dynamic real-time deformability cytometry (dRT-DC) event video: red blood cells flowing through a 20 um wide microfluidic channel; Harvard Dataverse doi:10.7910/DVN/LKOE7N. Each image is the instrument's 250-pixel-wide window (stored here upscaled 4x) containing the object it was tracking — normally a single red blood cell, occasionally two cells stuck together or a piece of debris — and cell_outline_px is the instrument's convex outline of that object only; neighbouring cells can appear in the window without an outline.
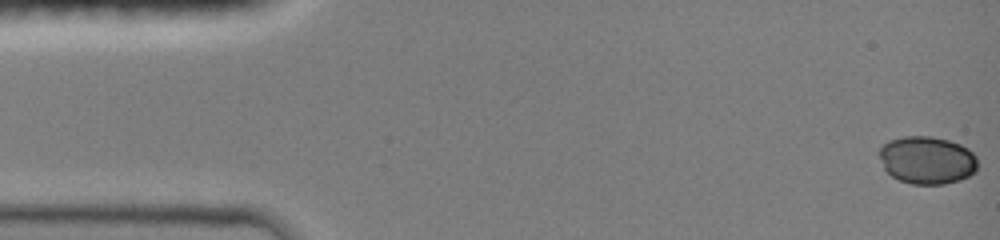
{"species": "common noctule bat (a hibernating species)", "species_latin": "Nyctalus noctula", "temperature_condition": "room temperature", "stored_images_in_passage": 47, "camera_frame_rate_fps": 3000, "um_per_image_px": 0.085, "animal": {"sex": "female", "body_mass_g": 19.0, "forearm_length_mm": 51.5}, "frame": {"image": 1, "passage_image": 1, "time_ms": 0.0, "image_size_px": [1000, 240], "cell_outline_px": [[976, 172], [960, 180], [944, 184], [912, 184], [900, 180], [892, 176], [884, 168], [880, 156], [880, 148], [888, 140], [904, 136], [932, 136], [948, 140], [960, 144], [968, 148], [976, 156]], "centroid_in_image_um": [78.81, 13.6], "position_along_channel_um": 6.2, "area_um2": 27.34}}
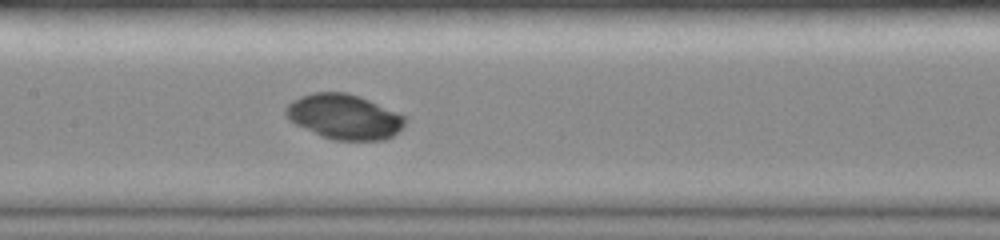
{"frame": {"image": 2, "passage_image": 23, "time_ms": 7.333, "image_size_px": [1000, 240], "cell_outline_px": [[408, 120], [392, 136], [384, 140], [336, 140], [324, 136], [296, 124], [288, 120], [284, 112], [284, 108], [292, 100], [300, 96], [312, 92], [348, 92], [400, 112]], "centroid_in_image_um": [29.26, 9.9], "position_along_channel_um": 178.1, "area_um2": 31.21}}
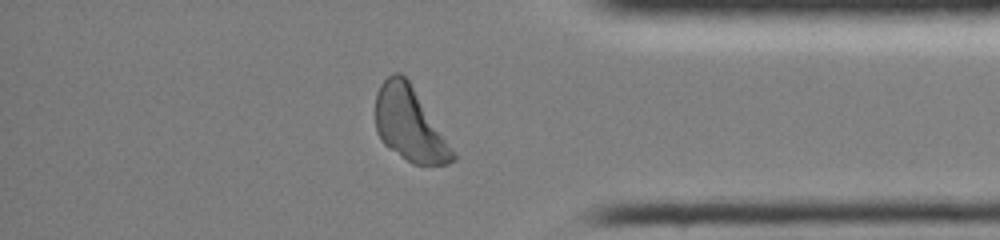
{"frame": {"image": 3, "passage_image": 40, "time_ms": 13.0, "image_size_px": [1000, 240], "cell_outline_px": [[456, 160], [448, 164], [412, 164], [388, 148], [380, 140], [376, 132], [376, 92], [380, 84], [392, 72], [400, 72], [408, 80], [456, 156]], "centroid_in_image_um": [34.75, 10.56], "position_along_channel_um": 400.4, "area_um2": 32.54}}